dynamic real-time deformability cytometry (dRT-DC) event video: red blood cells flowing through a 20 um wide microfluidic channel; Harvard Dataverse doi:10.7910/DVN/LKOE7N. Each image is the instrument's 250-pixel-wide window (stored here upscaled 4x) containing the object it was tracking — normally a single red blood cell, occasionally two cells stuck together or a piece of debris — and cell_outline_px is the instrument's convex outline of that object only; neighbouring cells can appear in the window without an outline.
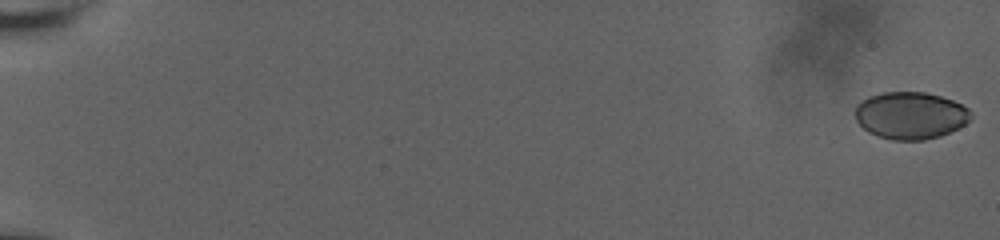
{"species": "human", "species_latin": "Homo sapiens", "temperature_condition": "room temperature", "stored_images_in_passage": 61, "camera_frame_rate_fps": 3000, "um_per_image_px": 0.085, "donor": {"sex": "male"}, "frame": {"image": 1, "passage_image": 1, "time_ms": 0.0, "image_size_px": [1000, 240], "cell_outline_px": [[972, 112], [968, 120], [964, 124], [940, 136], [924, 140], [892, 140], [868, 132], [856, 120], [856, 104], [868, 96], [884, 92], [924, 92], [940, 96], [952, 100], [968, 108]], "centroid_in_image_um": [77.37, 9.8], "position_along_channel_um": 7.6, "area_um2": 31.56}}
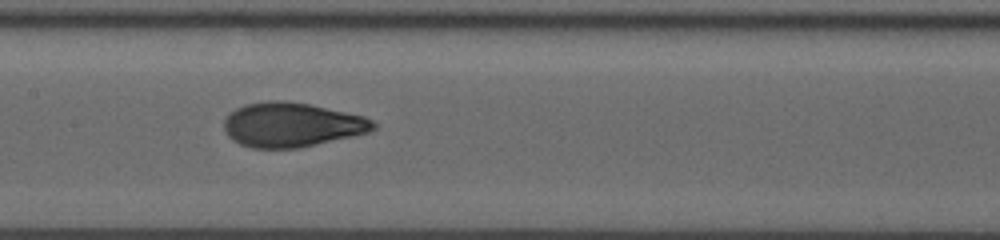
{"frame": {"image": 2, "passage_image": 34, "time_ms": 11.0, "image_size_px": [1000, 240], "cell_outline_px": [[376, 128], [368, 132], [296, 148], [252, 148], [240, 144], [228, 136], [224, 128], [224, 120], [236, 108], [244, 104], [268, 100], [284, 100], [312, 104], [364, 116], [372, 120], [376, 124]], "centroid_in_image_um": [24.78, 10.58], "position_along_channel_um": 182.6, "area_um2": 38.44}}
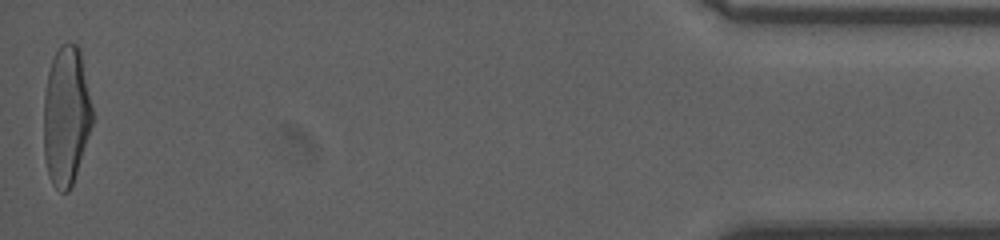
{"frame": {"image": 3, "passage_image": 61, "time_ms": 20.0, "image_size_px": [1000, 240], "cell_outline_px": [[92, 124], [72, 184], [68, 192], [60, 192], [52, 184], [48, 176], [44, 156], [44, 92], [48, 72], [52, 60], [60, 44], [68, 40], [76, 44], [80, 48], [92, 108]], "centroid_in_image_um": [5.6, 9.81], "position_along_channel_um": 429.6, "area_um2": 39.42}, "authors_computed_cell_mechanics": {"area_um2": 37.6856, "velocity_mm_per_s": 3.6616, "shape_relaxation_time_tau1_ms": 6.0307, "shape_relaxation_time_tau2_ms": 0.9192, "deformation_change_tau1": 0.222, "deformation_change_tau2": 0.072}}